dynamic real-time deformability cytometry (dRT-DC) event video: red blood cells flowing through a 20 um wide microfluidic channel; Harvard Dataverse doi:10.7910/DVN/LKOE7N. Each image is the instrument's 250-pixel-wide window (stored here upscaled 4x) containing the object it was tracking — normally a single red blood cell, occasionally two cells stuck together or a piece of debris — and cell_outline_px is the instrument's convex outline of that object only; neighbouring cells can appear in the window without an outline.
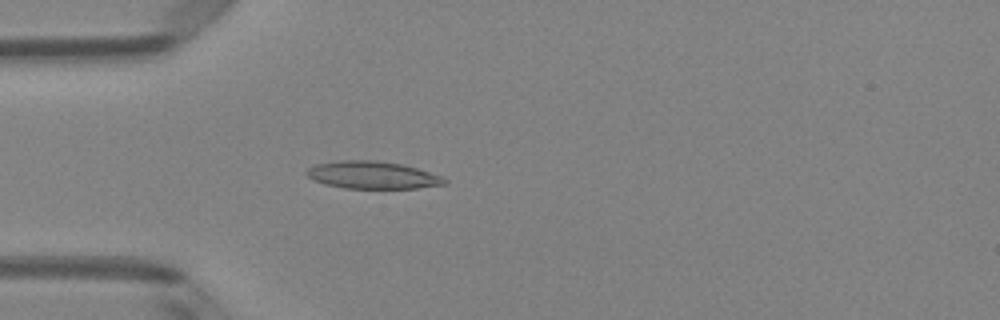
{"species": "Egyptian fruit bat (a non-hibernating species)", "species_latin": "Rousettus aegyptiacus", "temperature_condition": "room temperature", "stored_images_in_passage": 5, "camera_frame_rate_fps": 3000, "um_per_image_px": 0.085, "animal": {"sex": "female"}, "frame": {"image": 1, "passage_image": 5, "time_ms": 1.333, "image_size_px": [1000, 320], "cell_outline_px": [[448, 184], [416, 188], [344, 188], [324, 184], [312, 180], [304, 172], [308, 168], [316, 164], [340, 160], [376, 160], [404, 164], [440, 176], [448, 180]], "centroid_in_image_um": [31.64, 14.88], "position_along_channel_um": 53.4, "area_um2": 22.14}}